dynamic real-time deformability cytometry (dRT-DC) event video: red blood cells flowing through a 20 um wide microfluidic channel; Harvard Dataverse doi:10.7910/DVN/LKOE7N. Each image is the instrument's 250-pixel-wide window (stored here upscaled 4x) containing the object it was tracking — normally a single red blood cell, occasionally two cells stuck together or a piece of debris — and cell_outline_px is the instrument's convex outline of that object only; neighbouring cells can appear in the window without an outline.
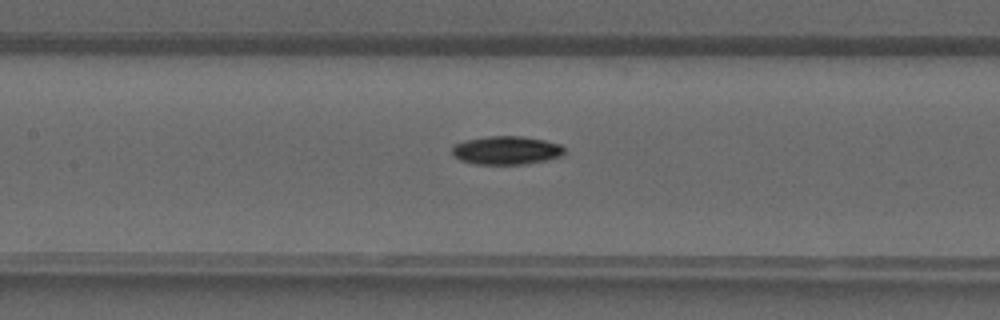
{"species": "common noctule bat (a hibernating species)", "species_latin": "Nyctalus noctula", "temperature_condition": "warm", "stored_images_in_passage": 26, "camera_frame_rate_fps": 3000, "um_per_image_px": 0.085, "animal": {"sex": "male", "forearm_length_mm": 52.5}, "frame": {"image": 1, "passage_image": 11, "time_ms": 3.333, "image_size_px": [1000, 320], "cell_outline_px": [[564, 152], [560, 156], [548, 160], [524, 164], [476, 164], [460, 160], [452, 152], [452, 144], [464, 140], [488, 136], [520, 136], [544, 140], [560, 144], [564, 148]], "centroid_in_image_um": [43.02, 12.77], "position_along_channel_um": 164.4, "area_um2": 18.61}}
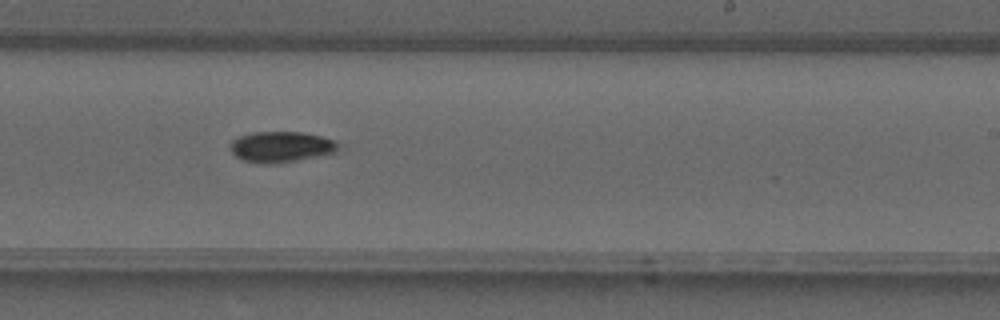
{"frame": {"image": 2, "passage_image": 17, "time_ms": 5.333, "image_size_px": [1000, 320], "cell_outline_px": [[340, 148], [336, 152], [296, 160], [272, 164], [244, 160], [236, 156], [232, 152], [228, 144], [232, 140], [240, 136], [252, 132], [300, 132], [320, 136], [336, 140], [340, 144]], "centroid_in_image_um": [23.9, 12.46], "position_along_channel_um": 265.1, "area_um2": 19.25}}
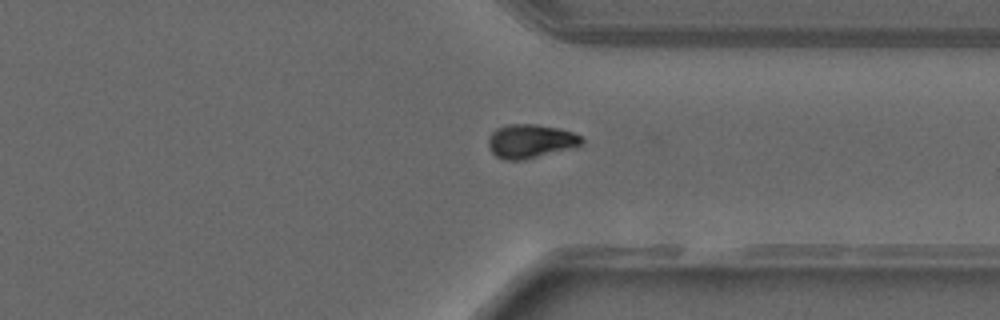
{"frame": {"image": 3, "passage_image": 23, "time_ms": 7.333, "image_size_px": [1000, 320], "cell_outline_px": [[584, 144], [580, 148], [524, 160], [504, 160], [496, 156], [492, 152], [488, 144], [488, 136], [496, 128], [508, 124], [536, 124], [560, 128], [572, 132], [580, 136], [584, 140]], "centroid_in_image_um": [45.16, 12.01], "position_along_channel_um": 366.2, "area_um2": 19.02}}